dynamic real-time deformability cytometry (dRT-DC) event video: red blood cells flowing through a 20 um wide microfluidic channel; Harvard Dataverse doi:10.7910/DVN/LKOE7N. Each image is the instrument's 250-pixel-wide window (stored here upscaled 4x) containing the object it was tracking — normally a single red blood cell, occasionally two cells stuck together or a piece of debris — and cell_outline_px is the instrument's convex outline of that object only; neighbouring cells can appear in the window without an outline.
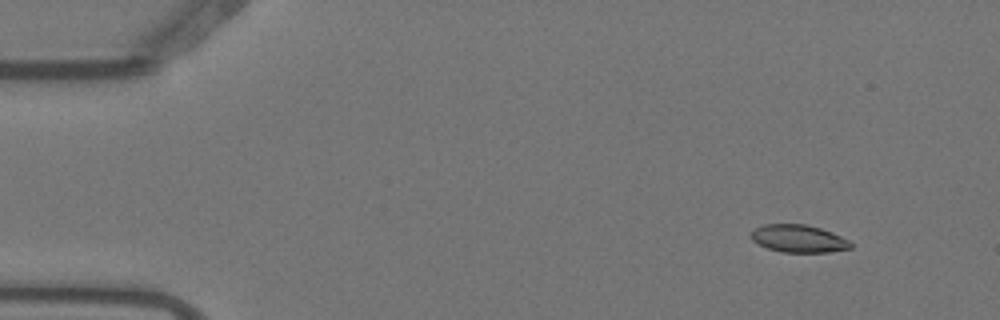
{"species": "Egyptian fruit bat (a non-hibernating species)", "species_latin": "Rousettus aegyptiacus", "temperature_condition": "warm", "stored_images_in_passage": 5, "camera_frame_rate_fps": 3000, "um_per_image_px": 0.085, "animal": {"sex": "female"}, "frame": {"image": 1, "passage_image": 2, "time_ms": 0.333, "image_size_px": [1000, 320], "cell_outline_px": [[852, 248], [828, 252], [780, 252], [768, 248], [752, 240], [748, 236], [756, 228], [764, 224], [808, 224], [832, 232], [848, 240], [852, 244]], "centroid_in_image_um": [67.87, 20.28], "position_along_channel_um": 17.1, "area_um2": 16.01}}
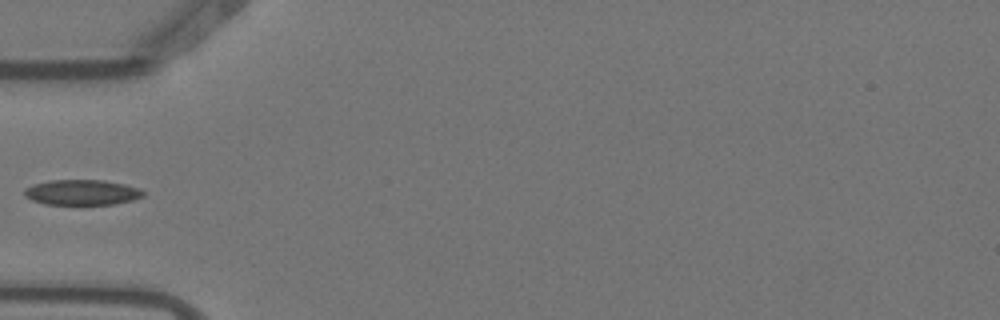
{"frame": {"image": 2, "passage_image": 5, "time_ms": 1.333, "image_size_px": [1000, 320], "cell_outline_px": [[144, 196], [132, 200], [116, 204], [80, 208], [44, 204], [32, 200], [24, 196], [24, 188], [32, 184], [48, 180], [104, 180], [124, 184], [140, 188], [144, 192]], "centroid_in_image_um": [6.94, 16.4], "position_along_channel_um": 78.1, "area_um2": 18.73}}